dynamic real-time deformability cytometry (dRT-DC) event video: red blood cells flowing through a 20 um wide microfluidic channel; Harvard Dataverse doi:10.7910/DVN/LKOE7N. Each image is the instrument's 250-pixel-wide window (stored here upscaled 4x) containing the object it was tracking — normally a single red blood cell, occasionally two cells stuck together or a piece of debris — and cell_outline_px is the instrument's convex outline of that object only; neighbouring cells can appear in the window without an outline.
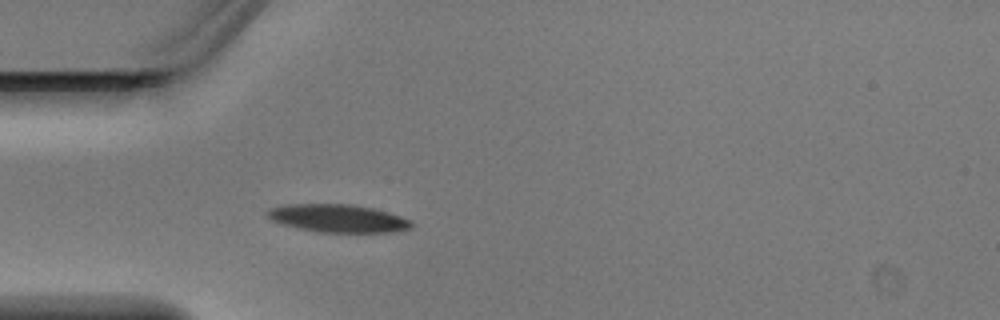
{"species": "Egyptian fruit bat (a non-hibernating species)", "species_latin": "Rousettus aegyptiacus", "temperature_condition": "warm", "stored_images_in_passage": 3, "camera_frame_rate_fps": 3000, "um_per_image_px": 0.085, "animal": {"sex": "male"}, "frame": {"image": 1, "passage_image": 3, "time_ms": 0.667, "image_size_px": [1000, 320], "cell_outline_px": [[412, 228], [396, 232], [320, 232], [296, 228], [272, 220], [264, 212], [272, 208], [288, 204], [352, 204], [372, 208], [388, 212], [412, 220]], "centroid_in_image_um": [28.76, 18.56], "position_along_channel_um": 56.2, "area_um2": 23.41}}